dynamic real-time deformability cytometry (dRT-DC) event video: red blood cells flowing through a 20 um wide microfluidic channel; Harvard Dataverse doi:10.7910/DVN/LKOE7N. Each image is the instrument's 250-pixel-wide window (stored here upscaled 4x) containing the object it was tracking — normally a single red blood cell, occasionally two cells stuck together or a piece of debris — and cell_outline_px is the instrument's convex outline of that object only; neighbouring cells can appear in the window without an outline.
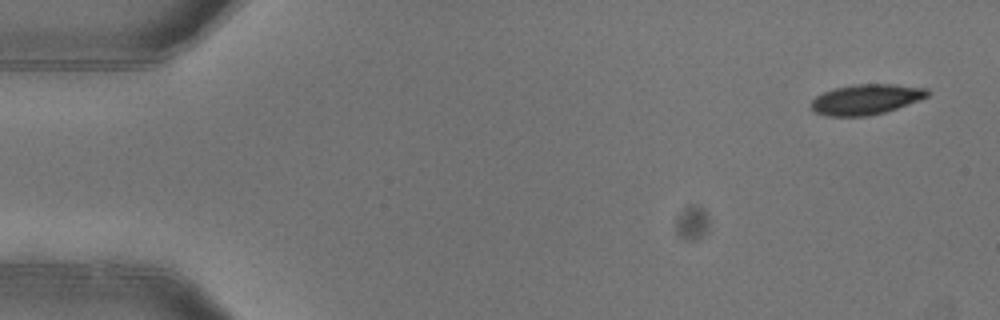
{"species": "common noctule bat (a hibernating species)", "species_latin": "Nyctalus noctula", "temperature_condition": "warm", "stored_images_in_passage": 6, "camera_frame_rate_fps": 3000, "um_per_image_px": 0.085, "animal": {"sex": "female"}, "frame": {"image": 1, "passage_image": 1, "time_ms": 0.0, "image_size_px": [1000, 320], "cell_outline_px": [[928, 96], [896, 108], [884, 112], [864, 116], [828, 116], [816, 112], [812, 108], [812, 100], [816, 96], [824, 92], [836, 88], [852, 84], [892, 84], [928, 88]], "centroid_in_image_um": [73.6, 8.43], "position_along_channel_um": 11.4, "area_um2": 20.17}}
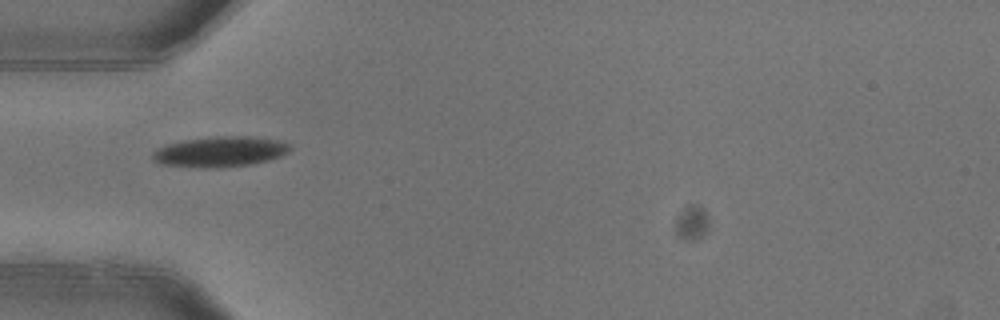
{"frame": {"image": 2, "passage_image": 4, "time_ms": 1.0, "image_size_px": [1000, 320], "cell_outline_px": [[292, 148], [288, 152], [280, 156], [268, 160], [252, 164], [160, 164], [152, 160], [152, 152], [156, 148], [164, 144], [184, 140], [216, 136], [248, 136], [276, 140], [288, 144]], "centroid_in_image_um": [18.71, 12.82], "position_along_channel_um": 66.3, "area_um2": 22.95}}